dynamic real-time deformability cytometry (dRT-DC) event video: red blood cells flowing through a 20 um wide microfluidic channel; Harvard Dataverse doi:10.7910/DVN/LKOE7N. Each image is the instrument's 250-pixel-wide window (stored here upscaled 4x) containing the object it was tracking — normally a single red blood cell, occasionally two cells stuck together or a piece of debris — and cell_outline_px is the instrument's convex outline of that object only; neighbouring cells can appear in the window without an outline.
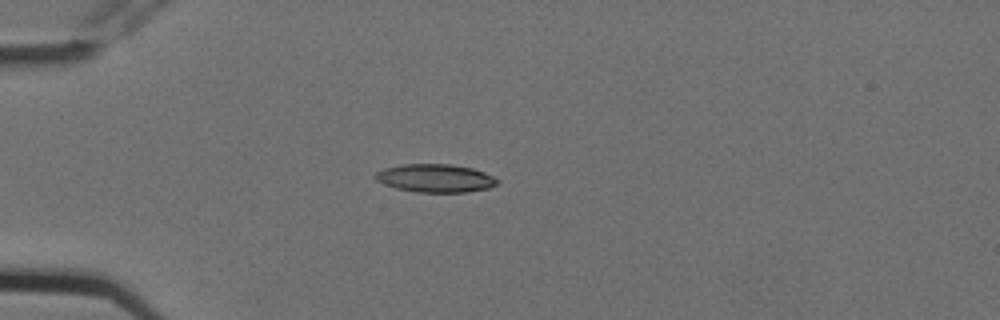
{"species": "Egyptian fruit bat (a non-hibernating species)", "species_latin": "Rousettus aegyptiacus", "temperature_condition": "cold", "stored_images_in_passage": 6, "camera_frame_rate_fps": 3000, "um_per_image_px": 0.085, "animal": {"sex": "female"}, "frame": {"image": 1, "passage_image": 4, "time_ms": 1.0, "image_size_px": [1000, 320], "cell_outline_px": [[500, 180], [496, 184], [488, 188], [464, 192], [420, 192], [396, 188], [384, 184], [376, 180], [372, 176], [376, 172], [384, 168], [400, 164], [448, 164], [472, 168], [484, 172]], "centroid_in_image_um": [36.97, 15.14], "position_along_channel_um": 48.0, "area_um2": 19.94}}
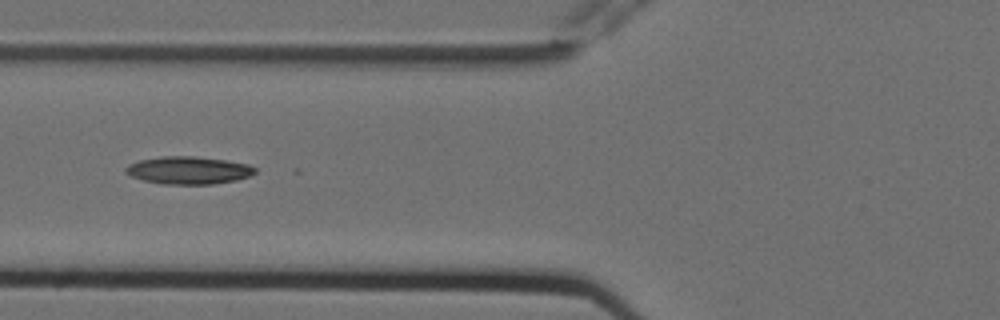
{"frame": {"image": 2, "passage_image": 6, "time_ms": 1.667, "image_size_px": [1000, 320], "cell_outline_px": [[256, 172], [248, 176], [236, 180], [212, 184], [164, 184], [144, 180], [132, 176], [124, 172], [124, 168], [128, 164], [140, 160], [160, 156], [196, 156], [224, 160], [248, 164], [256, 168]], "centroid_in_image_um": [16.0, 14.47], "position_along_channel_um": 109.8, "area_um2": 20.75}}